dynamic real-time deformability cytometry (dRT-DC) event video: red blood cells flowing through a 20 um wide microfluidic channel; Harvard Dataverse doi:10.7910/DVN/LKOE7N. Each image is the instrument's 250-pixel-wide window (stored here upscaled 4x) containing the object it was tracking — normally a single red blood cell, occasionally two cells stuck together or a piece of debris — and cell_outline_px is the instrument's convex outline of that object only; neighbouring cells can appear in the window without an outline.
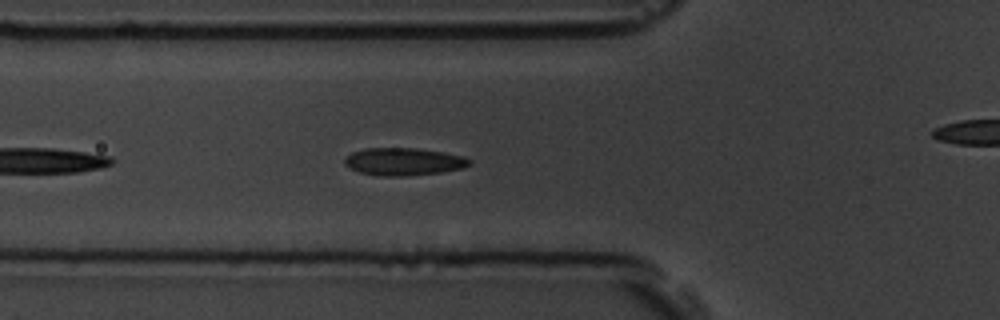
{"species": "common noctule bat (a hibernating species)", "species_latin": "Nyctalus noctula", "temperature_condition": "room temperature", "stored_images_in_passage": 26, "camera_frame_rate_fps": 3000, "um_per_image_px": 0.085, "animal": {"sex": "male", "body_mass_g": 19.5, "forearm_length_mm": 54.6}, "frame": {"image": 1, "passage_image": 5, "time_ms": 1.333, "image_size_px": [1000, 320], "cell_outline_px": [[472, 164], [464, 168], [440, 172], [408, 176], [376, 176], [360, 172], [344, 164], [344, 160], [352, 152], [364, 148], [416, 148], [444, 152], [464, 156], [472, 160]], "centroid_in_image_um": [34.35, 13.74], "position_along_channel_um": 91.5, "area_um2": 20.17}}
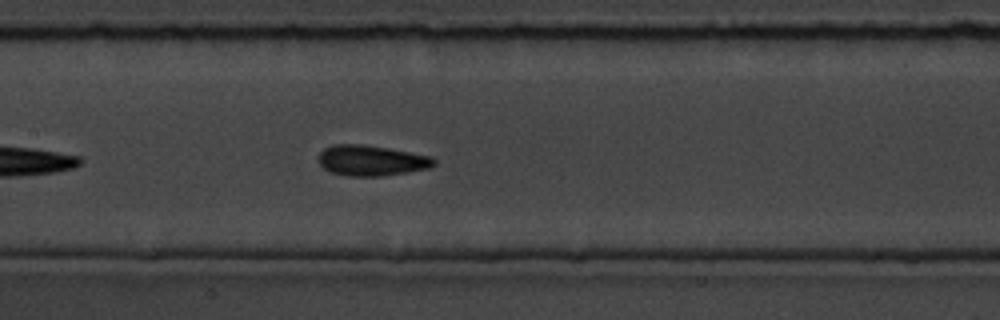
{"frame": {"image": 2, "passage_image": 12, "time_ms": 3.667, "image_size_px": [1000, 320], "cell_outline_px": [[436, 164], [432, 168], [408, 172], [380, 176], [348, 176], [332, 172], [324, 168], [320, 164], [320, 152], [324, 148], [332, 144], [360, 144], [388, 148], [432, 156], [436, 160]], "centroid_in_image_um": [31.62, 13.64], "position_along_channel_um": 175.8, "area_um2": 20.58}}